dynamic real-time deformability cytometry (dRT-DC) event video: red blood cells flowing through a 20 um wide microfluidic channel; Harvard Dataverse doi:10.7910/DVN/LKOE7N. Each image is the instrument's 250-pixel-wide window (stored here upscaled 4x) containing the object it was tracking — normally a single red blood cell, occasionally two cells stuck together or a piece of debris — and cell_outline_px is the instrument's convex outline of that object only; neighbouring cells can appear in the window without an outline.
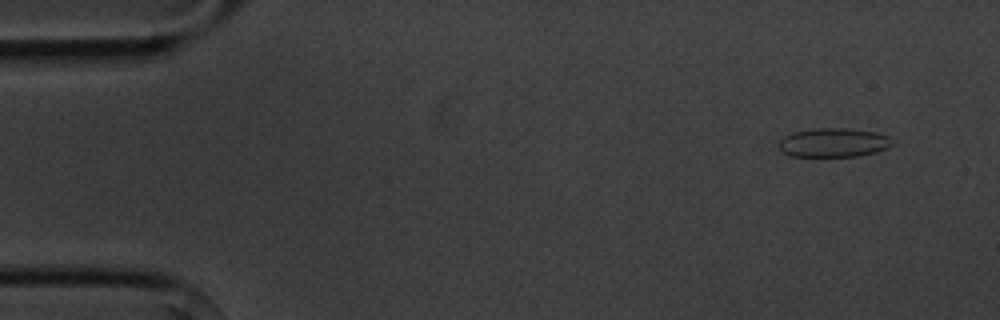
{"species": "common noctule bat (a hibernating species)", "species_latin": "Nyctalus noctula", "temperature_condition": "cold", "stored_images_in_passage": 6, "camera_frame_rate_fps": 3000, "um_per_image_px": 0.085, "animal": {"sex": "male", "body_mass_g": 20.1, "forearm_length_mm": 53.5}, "frame": {"image": 1, "passage_image": 1, "time_ms": 0.0, "image_size_px": [1000, 320], "cell_outline_px": [[896, 144], [888, 148], [876, 152], [860, 156], [788, 156], [780, 148], [780, 140], [784, 136], [792, 132], [816, 128], [848, 128], [876, 132], [888, 136], [896, 140]], "centroid_in_image_um": [70.93, 12.12], "position_along_channel_um": 14.1, "area_um2": 19.42}}
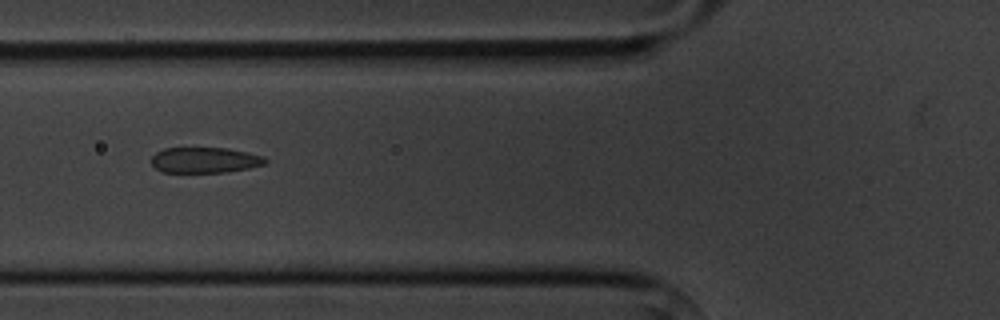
{"frame": {"image": 2, "passage_image": 5, "time_ms": 5.333, "image_size_px": [1000, 320], "cell_outline_px": [[268, 160], [264, 164], [248, 168], [224, 172], [164, 172], [156, 168], [152, 164], [152, 156], [156, 152], [164, 148], [228, 148], [248, 152], [264, 156]], "centroid_in_image_um": [17.42, 13.6], "position_along_channel_um": 108.4, "area_um2": 16.94}}
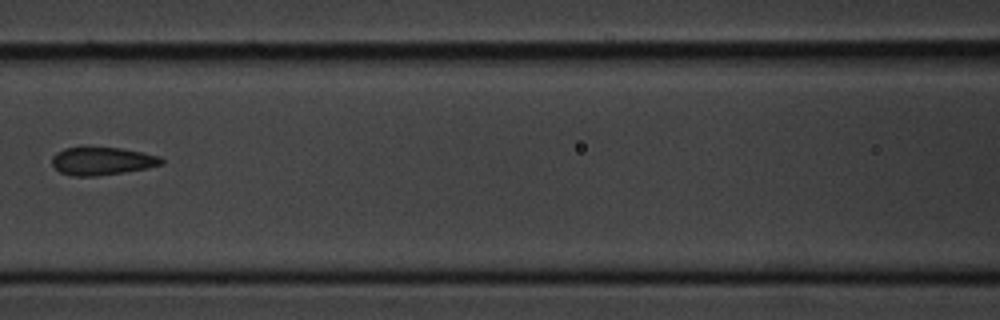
{"frame": {"image": 3, "passage_image": 6, "time_ms": 6.667, "image_size_px": [1000, 320], "cell_outline_px": [[164, 164], [148, 168], [96, 176], [72, 176], [60, 172], [52, 164], [52, 156], [56, 152], [64, 148], [84, 144], [88, 144], [120, 148], [160, 156], [164, 160]], "centroid_in_image_um": [8.63, 13.64], "position_along_channel_um": 158.0, "area_um2": 18.5}}